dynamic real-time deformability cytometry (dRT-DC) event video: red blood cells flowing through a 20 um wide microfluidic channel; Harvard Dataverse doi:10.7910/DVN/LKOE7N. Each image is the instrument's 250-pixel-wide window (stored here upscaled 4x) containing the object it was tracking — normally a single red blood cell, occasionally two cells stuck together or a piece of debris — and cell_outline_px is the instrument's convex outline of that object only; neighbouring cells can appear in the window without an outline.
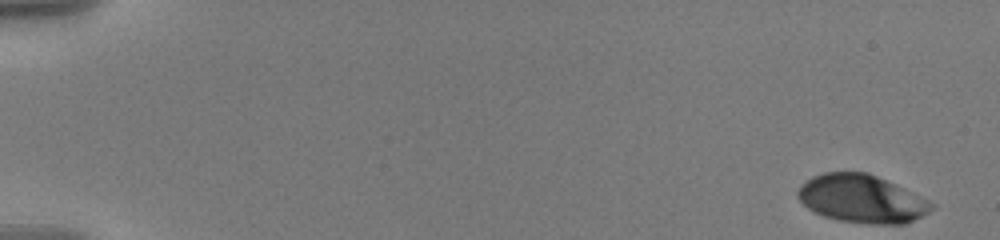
{"species": "human", "species_latin": "Homo sapiens", "temperature_condition": "warm", "stored_images_in_passage": 20, "camera_frame_rate_fps": 3000, "um_per_image_px": 0.085, "donor": {"sex": "male"}, "frame": {"image": 1, "passage_image": 1, "time_ms": 0.0, "image_size_px": [1000, 240], "cell_outline_px": [[936, 204], [928, 212], [904, 224], [868, 224], [840, 220], [824, 216], [808, 208], [796, 196], [796, 192], [800, 184], [812, 176], [824, 172], [868, 172], [904, 188]], "centroid_in_image_um": [73.21, 16.89], "position_along_channel_um": 11.8, "area_um2": 37.28}}
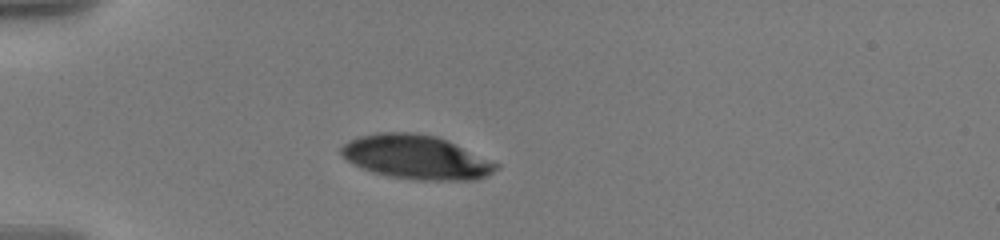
{"frame": {"image": 2, "passage_image": 17, "time_ms": 5.0, "image_size_px": [1000, 240], "cell_outline_px": [[500, 168], [476, 180], [416, 180], [388, 176], [372, 172], [348, 160], [340, 152], [340, 148], [348, 140], [360, 136], [376, 132], [412, 132], [436, 136], [500, 164]], "centroid_in_image_um": [35.37, 13.36], "position_along_channel_um": 49.6, "area_um2": 39.42}}